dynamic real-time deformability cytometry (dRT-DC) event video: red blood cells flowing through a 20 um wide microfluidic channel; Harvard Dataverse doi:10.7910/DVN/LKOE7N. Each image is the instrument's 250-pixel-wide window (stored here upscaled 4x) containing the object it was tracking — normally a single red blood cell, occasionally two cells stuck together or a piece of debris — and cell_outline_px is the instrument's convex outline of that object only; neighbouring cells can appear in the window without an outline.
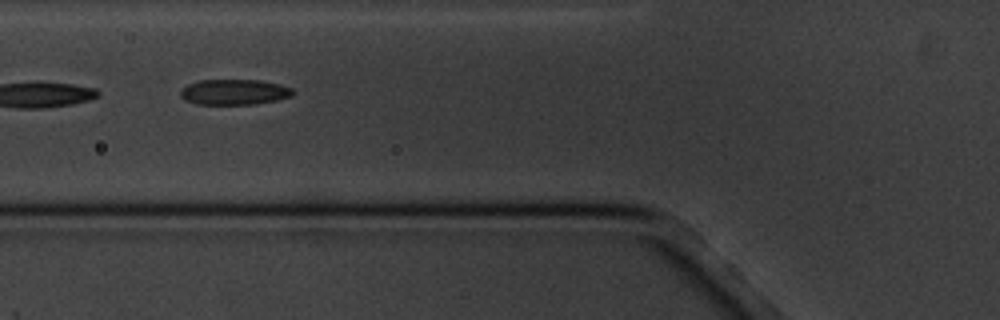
{"species": "common noctule bat (a hibernating species)", "species_latin": "Nyctalus noctula", "temperature_condition": "cold", "stored_images_in_passage": 4, "camera_frame_rate_fps": 3000, "um_per_image_px": 0.085, "animal": {"sex": "male", "body_mass_g": 20.1, "forearm_length_mm": 53.5}, "frame": {"image": 1, "passage_image": 3, "time_ms": 2.333, "image_size_px": [1000, 320], "cell_outline_px": [[292, 96], [276, 100], [256, 104], [196, 104], [184, 100], [180, 96], [180, 92], [188, 84], [200, 80], [260, 80], [280, 84], [292, 88]], "centroid_in_image_um": [19.9, 7.82], "position_along_channel_um": 105.9, "area_um2": 16.65}}
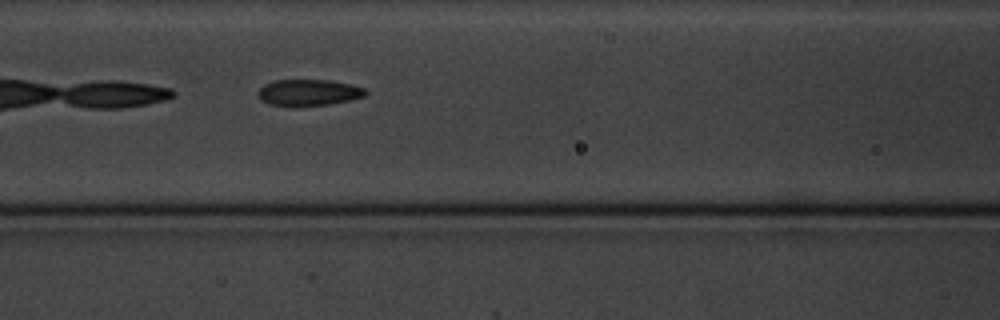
{"frame": {"image": 2, "passage_image": 4, "time_ms": 3.333, "image_size_px": [1000, 320], "cell_outline_px": [[368, 92], [364, 96], [348, 100], [328, 104], [268, 104], [260, 100], [256, 92], [264, 84], [272, 80], [328, 80], [352, 84], [364, 88]], "centroid_in_image_um": [26.21, 7.82], "position_along_channel_um": 140.4, "area_um2": 16.07}}